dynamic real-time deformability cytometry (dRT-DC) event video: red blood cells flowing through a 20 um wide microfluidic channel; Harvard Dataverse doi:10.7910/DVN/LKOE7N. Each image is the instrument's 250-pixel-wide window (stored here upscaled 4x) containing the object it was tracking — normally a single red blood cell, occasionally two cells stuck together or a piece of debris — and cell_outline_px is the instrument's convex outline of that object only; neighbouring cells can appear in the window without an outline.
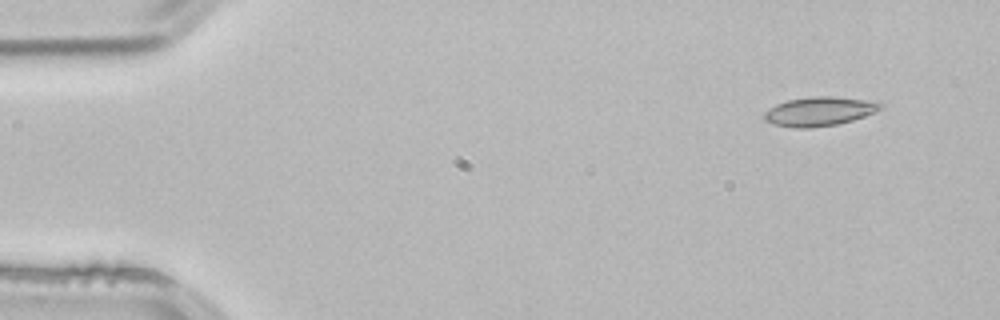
{"species": "common noctule bat (a hibernating species)", "species_latin": "Nyctalus noctula", "temperature_condition": "room temperature", "stored_images_in_passage": 3, "camera_frame_rate_fps": 3000, "um_per_image_px": 0.085, "animal": {"sex": "male", "body_mass_g": 21.5, "forearm_length_mm": 52.0}, "frame": {"image": 1, "passage_image": 1, "time_ms": 0.0, "image_size_px": [1000, 320], "cell_outline_px": [[884, 108], [876, 112], [852, 120], [836, 124], [812, 128], [792, 128], [772, 124], [764, 120], [764, 112], [768, 108], [776, 104], [788, 100], [812, 96], [832, 96], [864, 100], [884, 104]], "centroid_in_image_um": [69.61, 9.47], "position_along_channel_um": 15.4, "area_um2": 19.77}}